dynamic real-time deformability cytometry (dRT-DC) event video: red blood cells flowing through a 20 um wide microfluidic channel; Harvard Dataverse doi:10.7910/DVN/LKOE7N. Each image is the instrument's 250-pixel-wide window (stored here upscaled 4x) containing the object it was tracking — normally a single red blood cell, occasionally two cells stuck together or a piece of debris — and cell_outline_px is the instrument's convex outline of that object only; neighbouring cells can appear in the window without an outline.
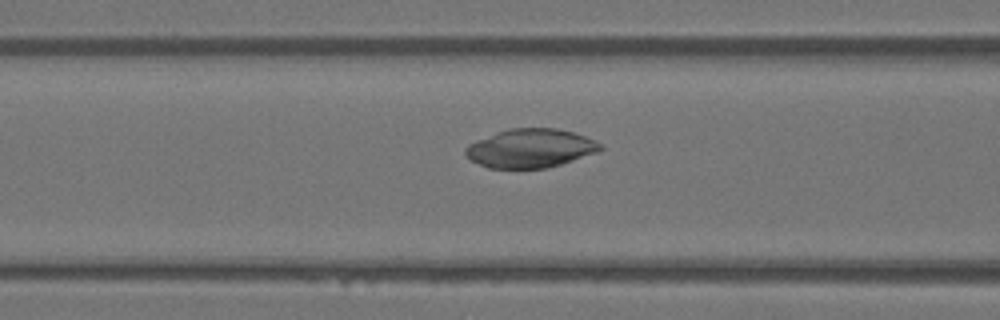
{"species": "Egyptian fruit bat (a non-hibernating species)", "species_latin": "Rousettus aegyptiacus", "temperature_condition": "warm", "stored_images_in_passage": 44, "camera_frame_rate_fps": 3000, "um_per_image_px": 0.085, "animal": {"sex": "female"}, "frame": {"image": 1, "passage_image": 15, "time_ms": 4.667, "image_size_px": [1000, 320], "cell_outline_px": [[604, 148], [596, 152], [548, 168], [488, 168], [464, 156], [464, 148], [468, 144], [476, 140], [508, 128], [556, 128], [572, 132], [596, 140]], "centroid_in_image_um": [45.05, 12.6], "position_along_channel_um": 121.6, "area_um2": 30.35}}
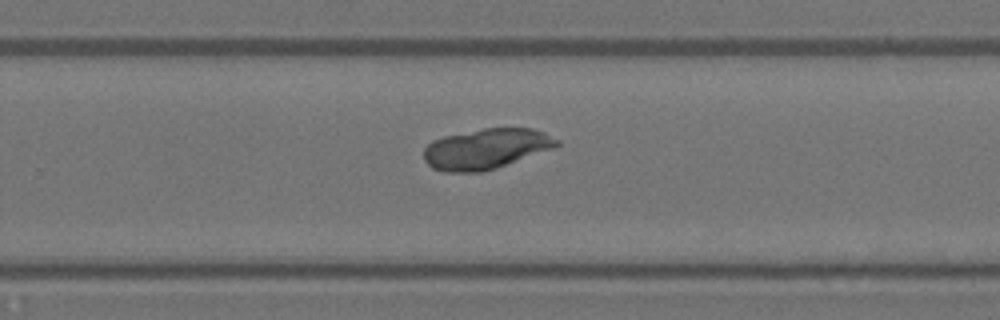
{"frame": {"image": 2, "passage_image": 27, "time_ms": 8.667, "image_size_px": [1000, 320], "cell_outline_px": [[560, 144], [556, 148], [496, 168], [480, 172], [444, 172], [432, 168], [424, 160], [424, 148], [432, 140], [444, 136], [484, 128], [532, 128], [544, 132], [560, 140]], "centroid_in_image_um": [41.34, 12.65], "position_along_channel_um": 288.5, "area_um2": 31.5}}
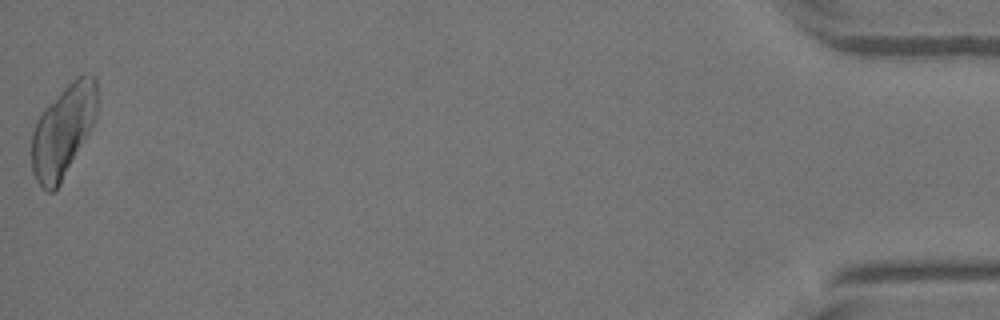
{"frame": {"image": 3, "passage_image": 44, "time_ms": 14.333, "image_size_px": [1000, 320], "cell_outline_px": [[96, 112], [92, 124], [88, 132], [60, 184], [52, 192], [48, 192], [36, 180], [32, 172], [32, 132], [36, 120], [40, 112], [76, 76], [92, 76], [96, 80]], "centroid_in_image_um": [5.32, 11.13], "position_along_channel_um": 429.9, "area_um2": 34.22}}